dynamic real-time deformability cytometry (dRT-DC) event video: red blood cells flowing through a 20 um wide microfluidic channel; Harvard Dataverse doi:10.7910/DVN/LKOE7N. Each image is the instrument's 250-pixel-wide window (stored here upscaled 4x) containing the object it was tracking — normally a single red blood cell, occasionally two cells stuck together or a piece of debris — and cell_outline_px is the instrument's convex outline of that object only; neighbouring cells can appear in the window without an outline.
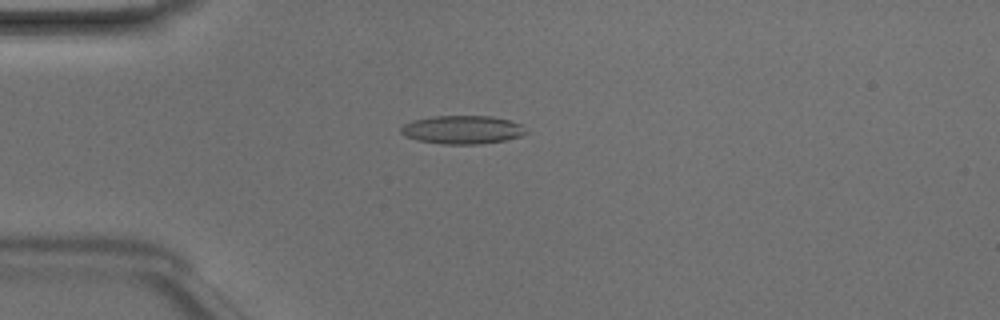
{"species": "Egyptian fruit bat (a non-hibernating species)", "species_latin": "Rousettus aegyptiacus", "temperature_condition": "room temperature", "stored_images_in_passage": 47, "camera_frame_rate_fps": 3000, "um_per_image_px": 0.085, "animal": {"sex": "male"}, "frame": {"image": 1, "passage_image": 12, "time_ms": 3.667, "image_size_px": [1000, 320], "cell_outline_px": [[528, 132], [520, 136], [504, 140], [476, 144], [444, 144], [416, 140], [404, 136], [400, 132], [400, 128], [404, 124], [412, 120], [432, 116], [492, 116], [508, 120], [520, 124]], "centroid_in_image_um": [39.25, 11.02], "position_along_channel_um": 45.7, "area_um2": 20.63}}
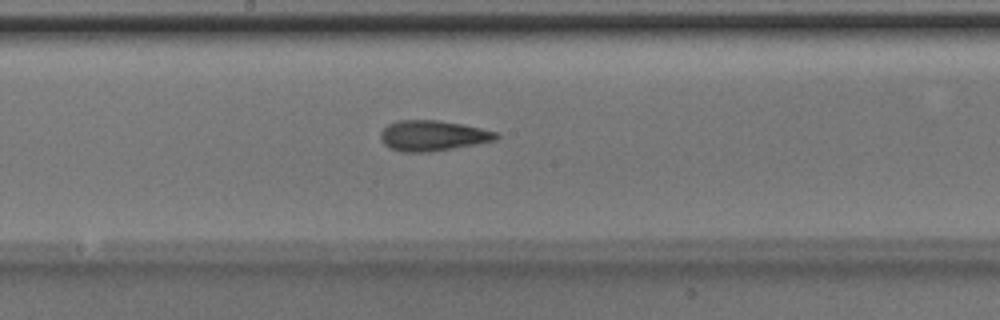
{"frame": {"image": 2, "passage_image": 25, "time_ms": 8.0, "image_size_px": [1000, 320], "cell_outline_px": [[500, 136], [496, 140], [476, 144], [432, 152], [400, 152], [388, 148], [380, 140], [380, 132], [388, 124], [396, 120], [436, 120], [464, 124], [496, 132]], "centroid_in_image_um": [36.74, 11.54], "position_along_channel_um": 211.5, "area_um2": 20.75}}
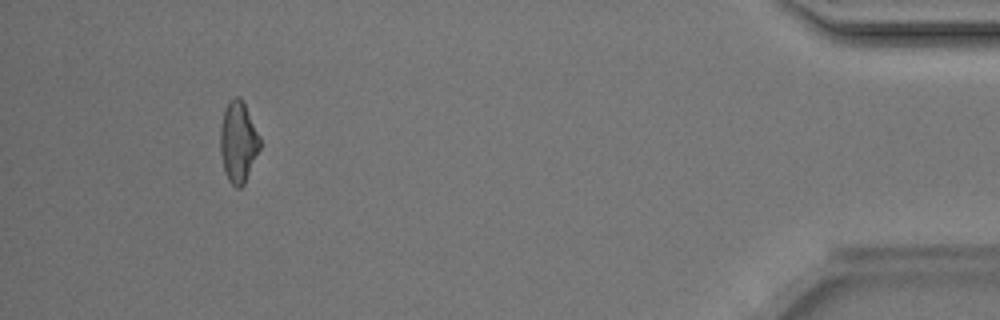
{"frame": {"image": 3, "passage_image": 44, "time_ms": 14.333, "image_size_px": [1000, 320], "cell_outline_px": [[260, 148], [244, 184], [240, 188], [236, 188], [228, 180], [224, 168], [220, 152], [220, 128], [224, 112], [228, 104], [236, 96], [240, 96], [244, 100], [260, 136]], "centroid_in_image_um": [20.26, 12.05], "position_along_channel_um": 414.9, "area_um2": 18.67}, "authors_computed_cell_mechanics": {"area_um2": 19.941, "velocity_mm_per_s": 4.2428, "shape_relaxation_time_tau1_ms": 6.1095, "shape_relaxation_time_tau2_ms": 2.2853, "deformation_change_tau1": 0.1532, "deformation_change_tau2": 0.1146}}